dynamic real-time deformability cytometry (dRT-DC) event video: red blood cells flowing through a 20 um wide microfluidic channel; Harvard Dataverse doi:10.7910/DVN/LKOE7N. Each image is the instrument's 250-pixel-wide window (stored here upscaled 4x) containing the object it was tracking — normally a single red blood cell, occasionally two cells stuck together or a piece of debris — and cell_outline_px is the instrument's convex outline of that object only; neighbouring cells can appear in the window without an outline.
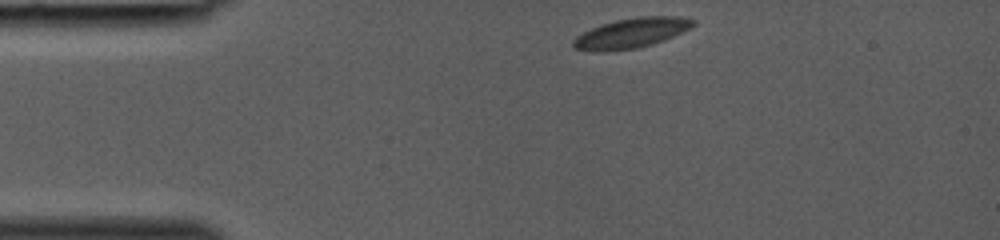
{"species": "common noctule bat (a hibernating species)", "species_latin": "Nyctalus noctula", "temperature_condition": "room temperature", "stored_images_in_passage": 30, "camera_frame_rate_fps": 3000, "um_per_image_px": 0.085, "animal": {"sex": "female", "body_mass_g": 19.0, "forearm_length_mm": 53.3}, "frame": {"image": 1, "passage_image": 1, "time_ms": 0.0, "image_size_px": [1000, 240], "cell_outline_px": [[696, 24], [664, 40], [652, 44], [636, 48], [596, 52], [572, 48], [572, 40], [576, 36], [592, 28], [616, 20], [640, 16], [676, 16], [696, 20]], "centroid_in_image_um": [53.63, 2.81], "position_along_channel_um": 31.4, "area_um2": 20.63}}
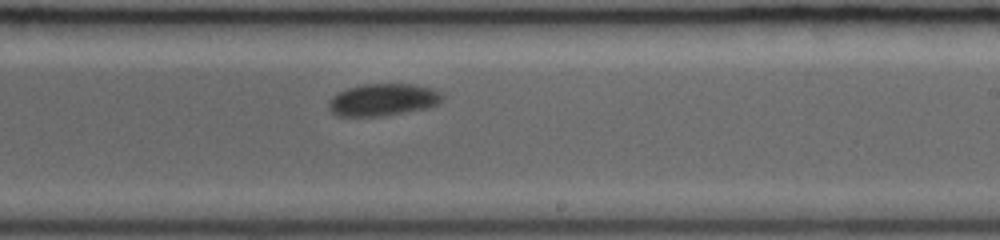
{"frame": {"image": 2, "passage_image": 18, "time_ms": 5.667, "image_size_px": [1000, 240], "cell_outline_px": [[444, 96], [440, 104], [432, 108], [384, 116], [336, 116], [328, 108], [328, 104], [332, 96], [348, 88], [364, 84], [412, 84], [432, 88], [440, 92]], "centroid_in_image_um": [32.61, 8.49], "position_along_channel_um": 256.4, "area_um2": 21.62}}
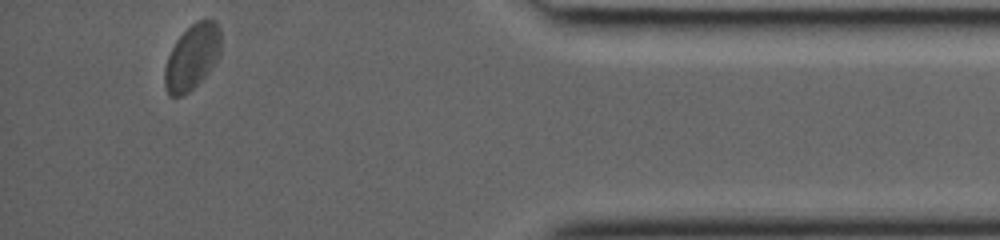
{"frame": {"image": 3, "passage_image": 30, "time_ms": 9.667, "image_size_px": [1000, 240], "cell_outline_px": [[220, 52], [216, 60], [208, 72], [188, 92], [180, 96], [168, 96], [164, 88], [164, 68], [168, 56], [176, 40], [196, 20], [204, 16], [208, 16], [216, 20], [220, 28]], "centroid_in_image_um": [16.33, 4.79], "position_along_channel_um": 418.9, "area_um2": 21.56}}